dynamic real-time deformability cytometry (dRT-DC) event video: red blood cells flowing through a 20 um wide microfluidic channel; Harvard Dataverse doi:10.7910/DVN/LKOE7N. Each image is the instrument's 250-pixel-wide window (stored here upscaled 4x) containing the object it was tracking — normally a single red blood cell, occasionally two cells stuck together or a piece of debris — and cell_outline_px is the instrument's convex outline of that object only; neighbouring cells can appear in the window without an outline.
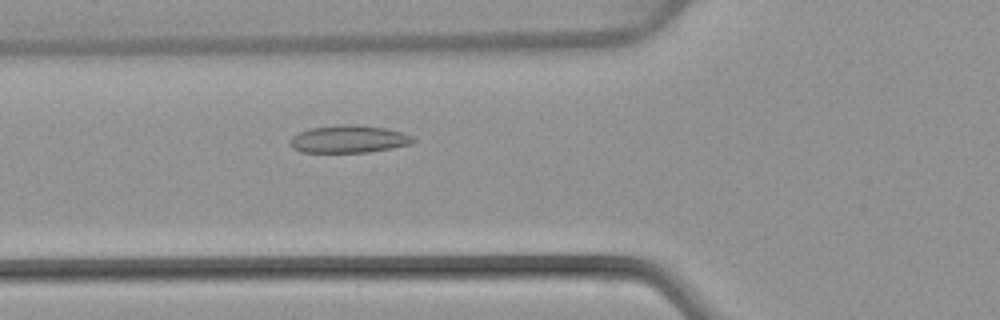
{"species": "common noctule bat (a hibernating species)", "species_latin": "Nyctalus noctula", "temperature_condition": "warm", "stored_images_in_passage": 51, "camera_frame_rate_fps": 3000, "um_per_image_px": 0.085, "animal": {"sex": "female", "body_mass_g": 22.7, "forearm_length_mm": 54.2}, "frame": {"image": 1, "passage_image": 19, "time_ms": 6.0, "image_size_px": [1000, 320], "cell_outline_px": [[416, 140], [412, 144], [392, 148], [368, 152], [300, 152], [292, 148], [288, 144], [288, 140], [292, 136], [300, 132], [312, 128], [340, 124], [356, 124], [384, 128], [400, 132], [412, 136]], "centroid_in_image_um": [29.61, 11.83], "position_along_channel_um": 96.2, "area_um2": 19.83}}
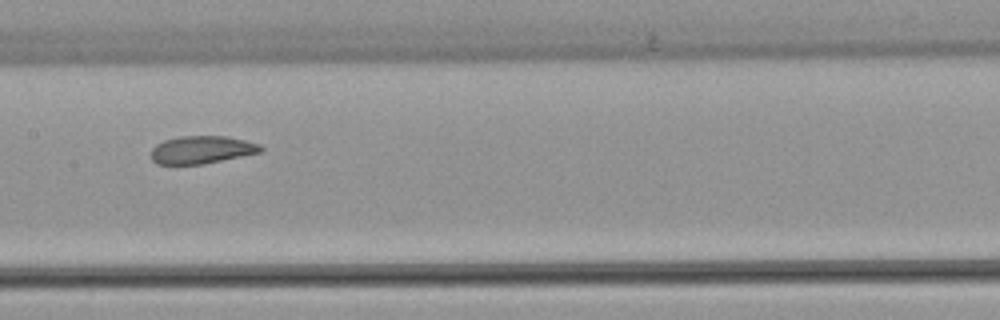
{"frame": {"image": 2, "passage_image": 26, "time_ms": 8.333, "image_size_px": [1000, 320], "cell_outline_px": [[264, 148], [260, 152], [204, 164], [156, 164], [152, 160], [152, 148], [156, 144], [164, 140], [180, 136], [228, 136], [260, 144]], "centroid_in_image_um": [17.14, 12.72], "position_along_channel_um": 190.3, "area_um2": 17.69}}
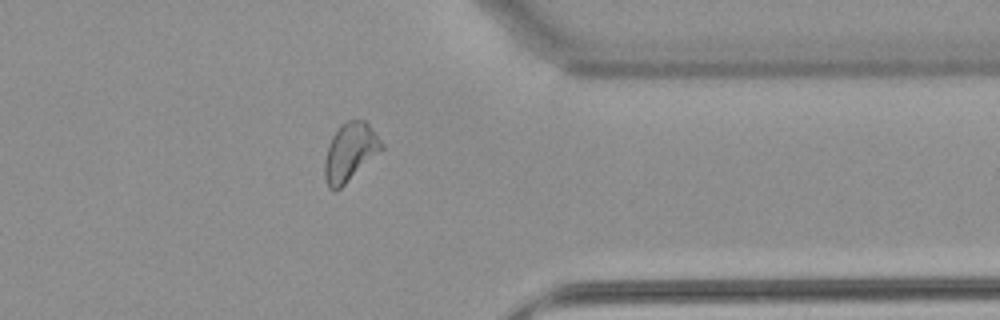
{"frame": {"image": 3, "passage_image": 41, "time_ms": 13.333, "image_size_px": [1000, 320], "cell_outline_px": [[384, 148], [336, 192], [328, 188], [324, 176], [324, 160], [328, 144], [332, 136], [340, 124], [348, 120], [364, 120], [368, 124], [384, 144]], "centroid_in_image_um": [29.72, 12.93], "position_along_channel_um": 381.7, "area_um2": 19.31}, "authors_computed_cell_mechanics": {"area_um2": 19.8254, "velocity_mm_per_s": 4.0137, "shape_relaxation_time_tau1_ms": null, "shape_relaxation_time_tau2_ms": 1.9086, "deformation_change_tau1": null, "deformation_change_tau2": 0.0672}}